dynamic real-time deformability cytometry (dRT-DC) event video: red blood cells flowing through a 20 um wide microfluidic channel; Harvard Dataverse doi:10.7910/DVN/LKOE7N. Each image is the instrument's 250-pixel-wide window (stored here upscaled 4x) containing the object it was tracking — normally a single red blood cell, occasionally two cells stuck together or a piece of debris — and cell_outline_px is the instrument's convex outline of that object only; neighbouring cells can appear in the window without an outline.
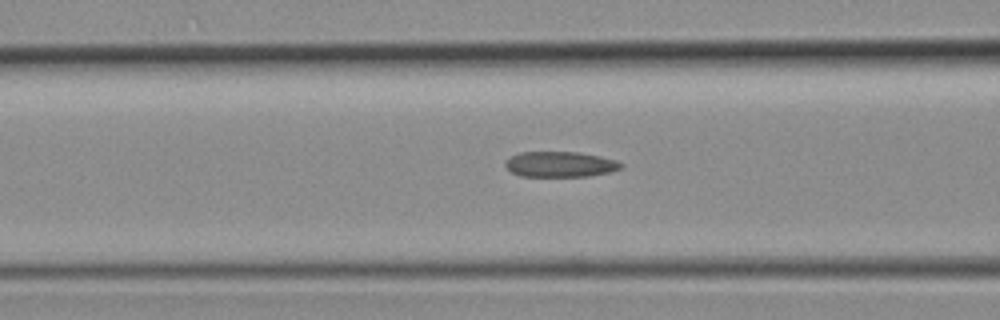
{"species": "common noctule bat (a hibernating species)", "species_latin": "Nyctalus noctula", "temperature_condition": "room temperature", "stored_images_in_passage": 30, "camera_frame_rate_fps": 3000, "um_per_image_px": 0.085, "animal": {"sex": "female", "body_mass_g": 19.3, "forearm_length_mm": 54.1}, "frame": {"image": 1, "passage_image": 14, "time_ms": 4.333, "image_size_px": [1000, 320], "cell_outline_px": [[624, 168], [608, 172], [588, 176], [520, 176], [512, 172], [504, 164], [512, 156], [520, 152], [576, 152], [600, 156], [616, 160], [624, 164]], "centroid_in_image_um": [47.66, 13.96], "position_along_channel_um": 118.9, "area_um2": 17.05}}
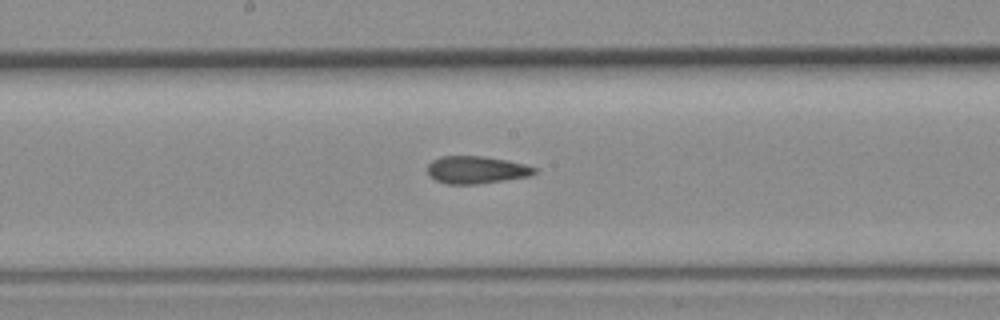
{"frame": {"image": 2, "passage_image": 19, "time_ms": 6.0, "image_size_px": [1000, 320], "cell_outline_px": [[536, 172], [528, 176], [504, 180], [476, 184], [448, 184], [436, 180], [428, 172], [428, 164], [432, 160], [440, 156], [484, 156], [524, 164], [536, 168]], "centroid_in_image_um": [40.46, 14.43], "position_along_channel_um": 207.7, "area_um2": 16.88}}
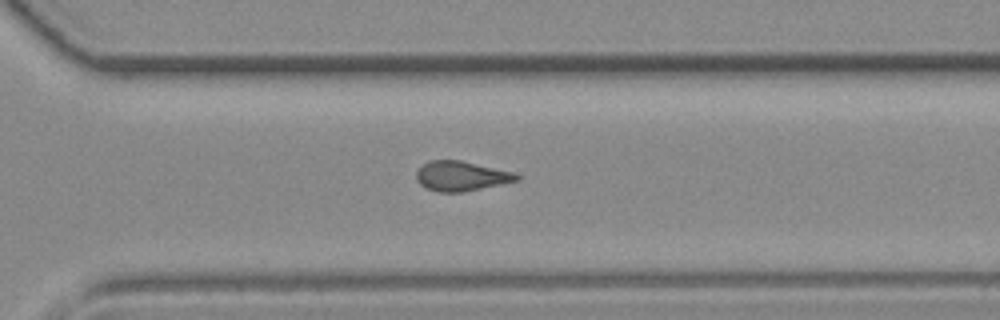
{"frame": {"image": 3, "passage_image": 26, "time_ms": 8.333, "image_size_px": [1000, 320], "cell_outline_px": [[520, 180], [464, 192], [436, 192], [424, 188], [416, 180], [416, 172], [424, 164], [432, 160], [460, 160], [512, 172], [520, 176]], "centroid_in_image_um": [39.18, 14.98], "position_along_channel_um": 331.4, "area_um2": 17.34}}